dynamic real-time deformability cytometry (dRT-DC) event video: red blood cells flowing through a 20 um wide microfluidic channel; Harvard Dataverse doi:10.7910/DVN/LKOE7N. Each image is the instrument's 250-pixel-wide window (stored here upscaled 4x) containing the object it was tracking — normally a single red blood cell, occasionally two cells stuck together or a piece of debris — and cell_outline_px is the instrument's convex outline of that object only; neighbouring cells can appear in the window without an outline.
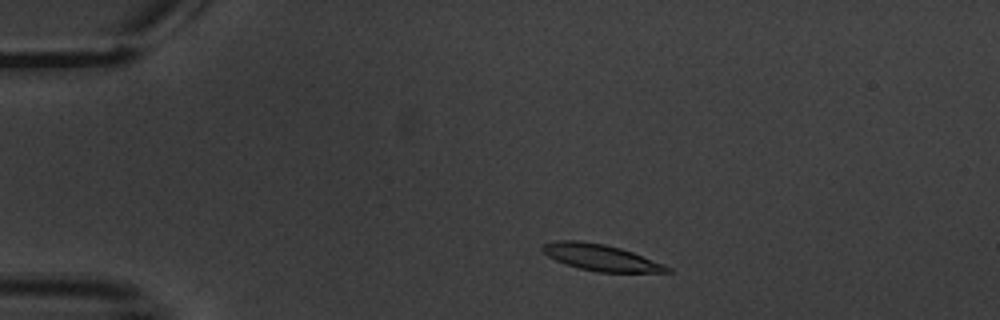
{"species": "common noctule bat (a hibernating species)", "species_latin": "Nyctalus noctula", "temperature_condition": "warm", "stored_images_in_passage": 4, "camera_frame_rate_fps": 3000, "um_per_image_px": 0.085, "animal": {"sex": "male", "body_mass_g": 20.1, "forearm_length_mm": 53.5}, "frame": {"image": 1, "passage_image": 2, "time_ms": 1.0, "image_size_px": [1000, 320], "cell_outline_px": [[672, 272], [596, 272], [564, 264], [548, 256], [540, 248], [544, 244], [556, 240], [576, 240], [604, 244], [620, 248], [632, 252], [664, 264], [672, 268]], "centroid_in_image_um": [51.06, 21.89], "position_along_channel_um": 33.9, "area_um2": 19.07}}
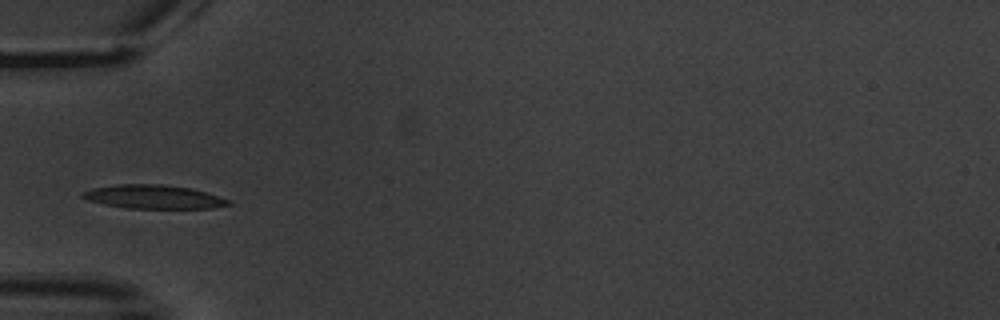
{"frame": {"image": 2, "passage_image": 4, "time_ms": 3.667, "image_size_px": [1000, 320], "cell_outline_px": [[232, 204], [212, 208], [128, 208], [104, 204], [88, 200], [80, 196], [80, 192], [92, 188], [116, 184], [160, 184], [192, 188], [232, 200]], "centroid_in_image_um": [13.05, 16.72], "position_along_channel_um": 71.9, "area_um2": 20.23}}